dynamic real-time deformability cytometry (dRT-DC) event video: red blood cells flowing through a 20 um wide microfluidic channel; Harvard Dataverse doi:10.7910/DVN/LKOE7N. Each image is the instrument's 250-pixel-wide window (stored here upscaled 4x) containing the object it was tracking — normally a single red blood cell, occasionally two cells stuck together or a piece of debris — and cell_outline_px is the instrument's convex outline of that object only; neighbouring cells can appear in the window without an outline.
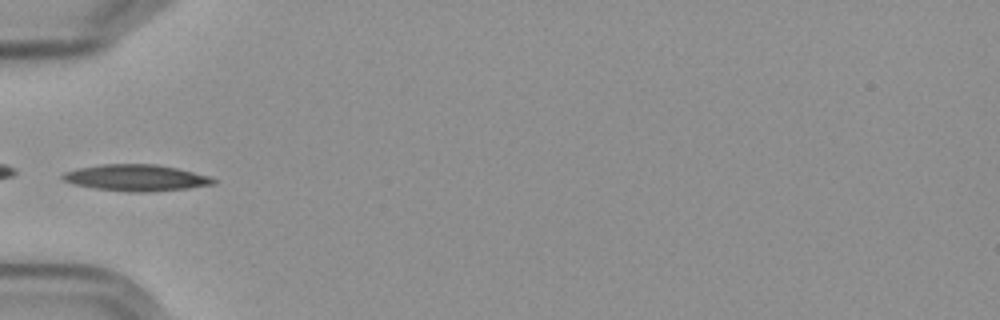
{"species": "Egyptian fruit bat (a non-hibernating species)", "species_latin": "Rousettus aegyptiacus", "temperature_condition": "cold", "stored_images_in_passage": 5, "camera_frame_rate_fps": 3000, "um_per_image_px": 0.085, "frame": {"image": 1, "passage_image": 5, "time_ms": 5.667, "image_size_px": [1000, 320], "cell_outline_px": [[216, 184], [188, 188], [148, 192], [128, 192], [96, 188], [76, 184], [64, 180], [60, 176], [64, 172], [80, 168], [100, 164], [156, 164], [176, 168], [208, 176], [216, 180]], "centroid_in_image_um": [11.58, 15.11], "position_along_channel_um": 73.4, "area_um2": 22.95}}